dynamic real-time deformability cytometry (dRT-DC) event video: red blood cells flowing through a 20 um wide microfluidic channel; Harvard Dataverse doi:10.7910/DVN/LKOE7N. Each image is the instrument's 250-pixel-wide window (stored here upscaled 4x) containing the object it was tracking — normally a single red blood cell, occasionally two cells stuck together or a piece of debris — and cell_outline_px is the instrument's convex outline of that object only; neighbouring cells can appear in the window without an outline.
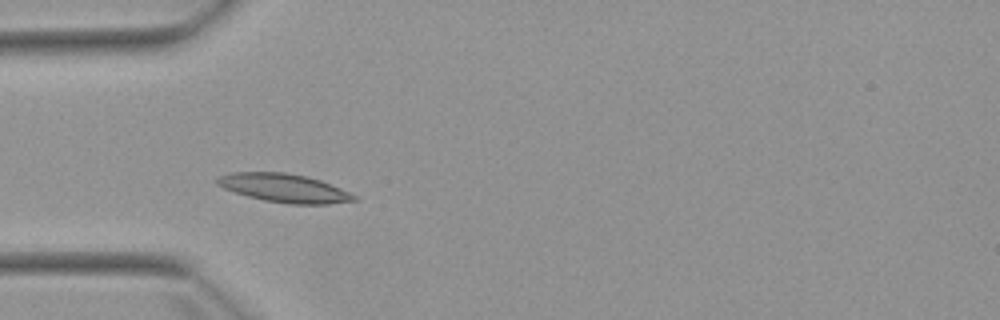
{"species": "Egyptian fruit bat (a non-hibernating species)", "species_latin": "Rousettus aegyptiacus", "temperature_condition": "warm", "stored_images_in_passage": 4, "camera_frame_rate_fps": 3000, "um_per_image_px": 0.085, "animal": {"sex": "female"}, "frame": {"image": 1, "passage_image": 3, "time_ms": 2.333, "image_size_px": [1000, 320], "cell_outline_px": [[360, 200], [328, 204], [292, 204], [264, 200], [248, 196], [224, 188], [216, 184], [216, 176], [232, 172], [284, 172], [308, 176], [320, 180], [340, 188], [356, 196]], "centroid_in_image_um": [24.15, 15.98], "position_along_channel_um": 60.8, "area_um2": 22.72}}
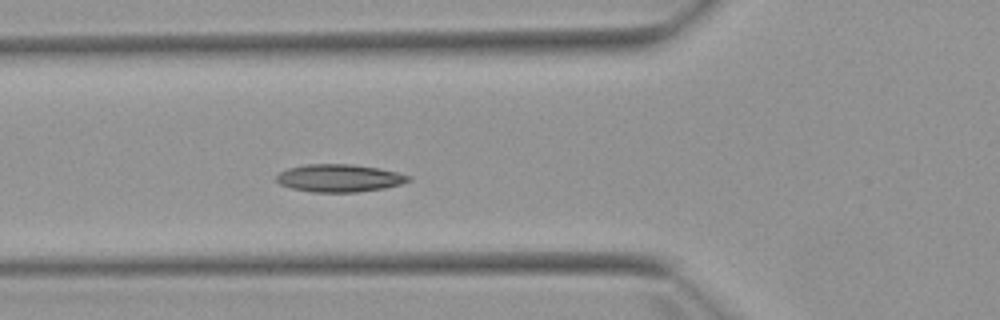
{"frame": {"image": 2, "passage_image": 4, "time_ms": 3.333, "image_size_px": [1000, 320], "cell_outline_px": [[412, 180], [400, 184], [384, 188], [356, 192], [312, 192], [292, 188], [280, 184], [276, 180], [276, 176], [280, 172], [288, 168], [304, 164], [352, 164], [380, 168], [412, 176]], "centroid_in_image_um": [28.85, 15.13], "position_along_channel_um": 96.9, "area_um2": 21.33}}